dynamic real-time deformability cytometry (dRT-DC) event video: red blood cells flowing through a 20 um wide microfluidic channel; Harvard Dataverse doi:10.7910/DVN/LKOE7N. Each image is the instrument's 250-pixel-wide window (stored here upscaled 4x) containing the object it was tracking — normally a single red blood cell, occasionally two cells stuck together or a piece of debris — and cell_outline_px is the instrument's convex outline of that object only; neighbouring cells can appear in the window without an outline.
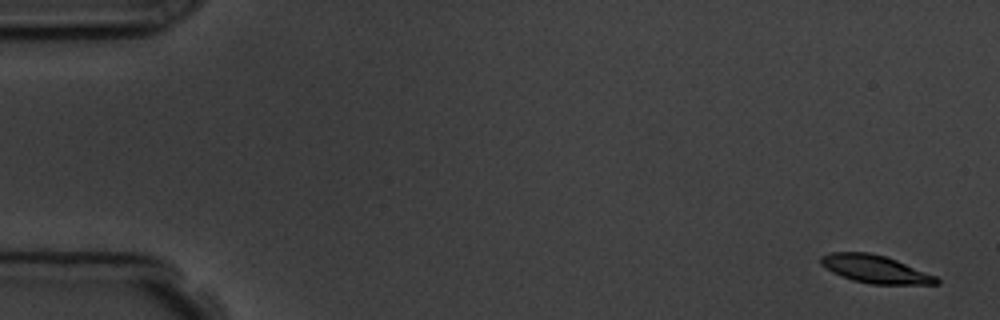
{"species": "common noctule bat (a hibernating species)", "species_latin": "Nyctalus noctula", "temperature_condition": "room temperature", "stored_images_in_passage": 5, "camera_frame_rate_fps": 3000, "um_per_image_px": 0.085, "animal": {"sex": "male", "body_mass_g": 19.5, "forearm_length_mm": 54.6}, "frame": {"image": 1, "passage_image": 1, "time_ms": 0.0, "image_size_px": [1000, 320], "cell_outline_px": [[940, 284], [872, 284], [852, 280], [832, 272], [824, 268], [820, 264], [820, 256], [832, 252], [868, 252], [884, 256], [896, 260], [936, 276], [940, 280]], "centroid_in_image_um": [74.36, 22.87], "position_along_channel_um": 10.6, "area_um2": 18.67}}
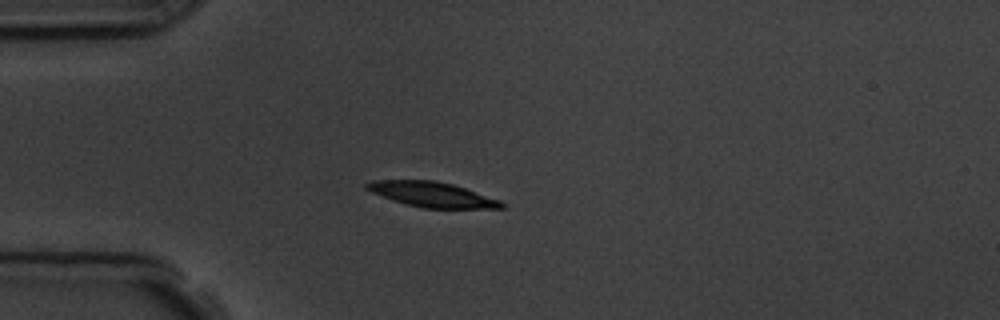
{"frame": {"image": 2, "passage_image": 5, "time_ms": 4.333, "image_size_px": [1000, 320], "cell_outline_px": [[504, 208], [424, 208], [404, 204], [392, 200], [372, 192], [364, 188], [364, 184], [372, 180], [436, 180], [452, 184], [500, 200], [504, 204]], "centroid_in_image_um": [36.68, 16.52], "position_along_channel_um": 48.3, "area_um2": 19.59}}